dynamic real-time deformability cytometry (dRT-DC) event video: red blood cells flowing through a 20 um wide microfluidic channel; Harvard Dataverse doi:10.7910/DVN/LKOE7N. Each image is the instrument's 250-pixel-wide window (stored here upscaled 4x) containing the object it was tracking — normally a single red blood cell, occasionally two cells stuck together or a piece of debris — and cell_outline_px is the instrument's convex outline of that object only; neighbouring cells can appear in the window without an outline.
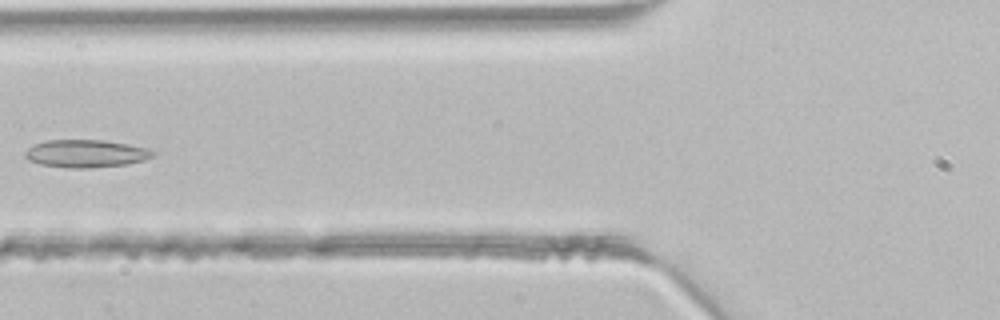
{"species": "common noctule bat (a hibernating species)", "species_latin": "Nyctalus noctula", "temperature_condition": "room temperature", "stored_images_in_passage": 5, "camera_frame_rate_fps": 3000, "um_per_image_px": 0.085, "animal": {"sex": "male", "body_mass_g": 21.5, "forearm_length_mm": 52.0}, "frame": {"image": 1, "passage_image": 5, "time_ms": 1.333, "image_size_px": [1000, 320], "cell_outline_px": [[156, 156], [144, 160], [128, 164], [88, 168], [68, 168], [40, 164], [28, 160], [24, 156], [24, 152], [28, 148], [36, 144], [48, 140], [104, 140], [128, 144], [148, 148], [156, 152]], "centroid_in_image_um": [7.34, 13.06], "position_along_channel_um": 118.5, "area_um2": 20.75}}